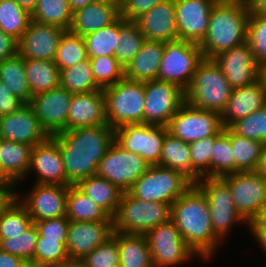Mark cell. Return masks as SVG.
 I'll use <instances>...</instances> for the list:
<instances>
[{
	"mask_svg": "<svg viewBox=\"0 0 266 267\" xmlns=\"http://www.w3.org/2000/svg\"><path fill=\"white\" fill-rule=\"evenodd\" d=\"M0 81L14 96L25 104L30 103L32 94L25 73V59L22 56L16 54L0 62Z\"/></svg>",
	"mask_w": 266,
	"mask_h": 267,
	"instance_id": "35",
	"label": "cell"
},
{
	"mask_svg": "<svg viewBox=\"0 0 266 267\" xmlns=\"http://www.w3.org/2000/svg\"><path fill=\"white\" fill-rule=\"evenodd\" d=\"M18 54V40L0 30V62Z\"/></svg>",
	"mask_w": 266,
	"mask_h": 267,
	"instance_id": "55",
	"label": "cell"
},
{
	"mask_svg": "<svg viewBox=\"0 0 266 267\" xmlns=\"http://www.w3.org/2000/svg\"><path fill=\"white\" fill-rule=\"evenodd\" d=\"M255 221L261 226L266 228V205L263 207L262 211L259 213V216Z\"/></svg>",
	"mask_w": 266,
	"mask_h": 267,
	"instance_id": "63",
	"label": "cell"
},
{
	"mask_svg": "<svg viewBox=\"0 0 266 267\" xmlns=\"http://www.w3.org/2000/svg\"><path fill=\"white\" fill-rule=\"evenodd\" d=\"M203 59L199 44L182 39L164 42L157 79L177 84L186 91Z\"/></svg>",
	"mask_w": 266,
	"mask_h": 267,
	"instance_id": "8",
	"label": "cell"
},
{
	"mask_svg": "<svg viewBox=\"0 0 266 267\" xmlns=\"http://www.w3.org/2000/svg\"><path fill=\"white\" fill-rule=\"evenodd\" d=\"M33 223L37 228L38 235L45 237V239L58 240V242L67 241V231L70 220L66 216Z\"/></svg>",
	"mask_w": 266,
	"mask_h": 267,
	"instance_id": "52",
	"label": "cell"
},
{
	"mask_svg": "<svg viewBox=\"0 0 266 267\" xmlns=\"http://www.w3.org/2000/svg\"><path fill=\"white\" fill-rule=\"evenodd\" d=\"M190 153L189 144L187 142L167 132L158 166L179 171L196 184L200 178L192 171Z\"/></svg>",
	"mask_w": 266,
	"mask_h": 267,
	"instance_id": "31",
	"label": "cell"
},
{
	"mask_svg": "<svg viewBox=\"0 0 266 267\" xmlns=\"http://www.w3.org/2000/svg\"><path fill=\"white\" fill-rule=\"evenodd\" d=\"M247 4L250 14L266 16V0H249Z\"/></svg>",
	"mask_w": 266,
	"mask_h": 267,
	"instance_id": "57",
	"label": "cell"
},
{
	"mask_svg": "<svg viewBox=\"0 0 266 267\" xmlns=\"http://www.w3.org/2000/svg\"><path fill=\"white\" fill-rule=\"evenodd\" d=\"M171 219V205L143 201L129 192H123L115 215L112 217L116 232L145 235L149 230Z\"/></svg>",
	"mask_w": 266,
	"mask_h": 267,
	"instance_id": "5",
	"label": "cell"
},
{
	"mask_svg": "<svg viewBox=\"0 0 266 267\" xmlns=\"http://www.w3.org/2000/svg\"><path fill=\"white\" fill-rule=\"evenodd\" d=\"M68 185L35 183L26 198L19 199V193L13 195L27 209L33 222L66 216Z\"/></svg>",
	"mask_w": 266,
	"mask_h": 267,
	"instance_id": "17",
	"label": "cell"
},
{
	"mask_svg": "<svg viewBox=\"0 0 266 267\" xmlns=\"http://www.w3.org/2000/svg\"><path fill=\"white\" fill-rule=\"evenodd\" d=\"M247 43L258 65L266 66V16L249 15Z\"/></svg>",
	"mask_w": 266,
	"mask_h": 267,
	"instance_id": "49",
	"label": "cell"
},
{
	"mask_svg": "<svg viewBox=\"0 0 266 267\" xmlns=\"http://www.w3.org/2000/svg\"><path fill=\"white\" fill-rule=\"evenodd\" d=\"M25 73L32 96L60 86V69L54 61L25 59Z\"/></svg>",
	"mask_w": 266,
	"mask_h": 267,
	"instance_id": "34",
	"label": "cell"
},
{
	"mask_svg": "<svg viewBox=\"0 0 266 267\" xmlns=\"http://www.w3.org/2000/svg\"><path fill=\"white\" fill-rule=\"evenodd\" d=\"M24 10L32 14L37 6L38 0H15Z\"/></svg>",
	"mask_w": 266,
	"mask_h": 267,
	"instance_id": "62",
	"label": "cell"
},
{
	"mask_svg": "<svg viewBox=\"0 0 266 267\" xmlns=\"http://www.w3.org/2000/svg\"><path fill=\"white\" fill-rule=\"evenodd\" d=\"M39 174L36 183L51 185H72L66 178L59 143L50 136L33 146L28 173Z\"/></svg>",
	"mask_w": 266,
	"mask_h": 267,
	"instance_id": "23",
	"label": "cell"
},
{
	"mask_svg": "<svg viewBox=\"0 0 266 267\" xmlns=\"http://www.w3.org/2000/svg\"><path fill=\"white\" fill-rule=\"evenodd\" d=\"M145 236L154 267H174L196 255L171 219L149 230Z\"/></svg>",
	"mask_w": 266,
	"mask_h": 267,
	"instance_id": "13",
	"label": "cell"
},
{
	"mask_svg": "<svg viewBox=\"0 0 266 267\" xmlns=\"http://www.w3.org/2000/svg\"><path fill=\"white\" fill-rule=\"evenodd\" d=\"M249 15L247 3L216 2L211 9L207 34L199 44L203 57L213 59L247 42Z\"/></svg>",
	"mask_w": 266,
	"mask_h": 267,
	"instance_id": "3",
	"label": "cell"
},
{
	"mask_svg": "<svg viewBox=\"0 0 266 267\" xmlns=\"http://www.w3.org/2000/svg\"><path fill=\"white\" fill-rule=\"evenodd\" d=\"M237 213L247 222L254 221L266 205V179L255 171L226 174Z\"/></svg>",
	"mask_w": 266,
	"mask_h": 267,
	"instance_id": "10",
	"label": "cell"
},
{
	"mask_svg": "<svg viewBox=\"0 0 266 267\" xmlns=\"http://www.w3.org/2000/svg\"><path fill=\"white\" fill-rule=\"evenodd\" d=\"M66 30L32 20L18 40V54L24 59L54 61L60 38Z\"/></svg>",
	"mask_w": 266,
	"mask_h": 267,
	"instance_id": "20",
	"label": "cell"
},
{
	"mask_svg": "<svg viewBox=\"0 0 266 267\" xmlns=\"http://www.w3.org/2000/svg\"><path fill=\"white\" fill-rule=\"evenodd\" d=\"M213 59L233 89L250 85L260 79L261 67L247 42L223 51Z\"/></svg>",
	"mask_w": 266,
	"mask_h": 267,
	"instance_id": "19",
	"label": "cell"
},
{
	"mask_svg": "<svg viewBox=\"0 0 266 267\" xmlns=\"http://www.w3.org/2000/svg\"><path fill=\"white\" fill-rule=\"evenodd\" d=\"M66 217L74 222H94L112 218L76 185H69Z\"/></svg>",
	"mask_w": 266,
	"mask_h": 267,
	"instance_id": "33",
	"label": "cell"
},
{
	"mask_svg": "<svg viewBox=\"0 0 266 267\" xmlns=\"http://www.w3.org/2000/svg\"><path fill=\"white\" fill-rule=\"evenodd\" d=\"M13 191L6 183L0 181V208L13 195Z\"/></svg>",
	"mask_w": 266,
	"mask_h": 267,
	"instance_id": "58",
	"label": "cell"
},
{
	"mask_svg": "<svg viewBox=\"0 0 266 267\" xmlns=\"http://www.w3.org/2000/svg\"><path fill=\"white\" fill-rule=\"evenodd\" d=\"M230 143L235 160V172L255 171L265 144L240 136L231 128Z\"/></svg>",
	"mask_w": 266,
	"mask_h": 267,
	"instance_id": "38",
	"label": "cell"
},
{
	"mask_svg": "<svg viewBox=\"0 0 266 267\" xmlns=\"http://www.w3.org/2000/svg\"><path fill=\"white\" fill-rule=\"evenodd\" d=\"M171 220L196 256L213 255L221 239L212 229L208 201L195 184L171 204Z\"/></svg>",
	"mask_w": 266,
	"mask_h": 267,
	"instance_id": "2",
	"label": "cell"
},
{
	"mask_svg": "<svg viewBox=\"0 0 266 267\" xmlns=\"http://www.w3.org/2000/svg\"><path fill=\"white\" fill-rule=\"evenodd\" d=\"M195 185L204 193L208 201L211 226L220 239L229 234L235 222L247 223L237 213L233 195L228 184L221 177H202Z\"/></svg>",
	"mask_w": 266,
	"mask_h": 267,
	"instance_id": "11",
	"label": "cell"
},
{
	"mask_svg": "<svg viewBox=\"0 0 266 267\" xmlns=\"http://www.w3.org/2000/svg\"><path fill=\"white\" fill-rule=\"evenodd\" d=\"M60 86L72 94L90 93L100 88L96 85L89 59L60 71Z\"/></svg>",
	"mask_w": 266,
	"mask_h": 267,
	"instance_id": "39",
	"label": "cell"
},
{
	"mask_svg": "<svg viewBox=\"0 0 266 267\" xmlns=\"http://www.w3.org/2000/svg\"><path fill=\"white\" fill-rule=\"evenodd\" d=\"M84 38L66 30L60 38L54 62L61 70L87 60Z\"/></svg>",
	"mask_w": 266,
	"mask_h": 267,
	"instance_id": "42",
	"label": "cell"
},
{
	"mask_svg": "<svg viewBox=\"0 0 266 267\" xmlns=\"http://www.w3.org/2000/svg\"><path fill=\"white\" fill-rule=\"evenodd\" d=\"M32 145L0 139L1 182L13 189L28 174Z\"/></svg>",
	"mask_w": 266,
	"mask_h": 267,
	"instance_id": "28",
	"label": "cell"
},
{
	"mask_svg": "<svg viewBox=\"0 0 266 267\" xmlns=\"http://www.w3.org/2000/svg\"><path fill=\"white\" fill-rule=\"evenodd\" d=\"M120 267H154L145 235L117 232Z\"/></svg>",
	"mask_w": 266,
	"mask_h": 267,
	"instance_id": "32",
	"label": "cell"
},
{
	"mask_svg": "<svg viewBox=\"0 0 266 267\" xmlns=\"http://www.w3.org/2000/svg\"><path fill=\"white\" fill-rule=\"evenodd\" d=\"M216 2H243L248 3L249 0H215Z\"/></svg>",
	"mask_w": 266,
	"mask_h": 267,
	"instance_id": "65",
	"label": "cell"
},
{
	"mask_svg": "<svg viewBox=\"0 0 266 267\" xmlns=\"http://www.w3.org/2000/svg\"><path fill=\"white\" fill-rule=\"evenodd\" d=\"M66 242L45 239L38 235L34 259L29 267H51L55 264L68 260Z\"/></svg>",
	"mask_w": 266,
	"mask_h": 267,
	"instance_id": "47",
	"label": "cell"
},
{
	"mask_svg": "<svg viewBox=\"0 0 266 267\" xmlns=\"http://www.w3.org/2000/svg\"><path fill=\"white\" fill-rule=\"evenodd\" d=\"M86 267H120L117 232L83 259Z\"/></svg>",
	"mask_w": 266,
	"mask_h": 267,
	"instance_id": "50",
	"label": "cell"
},
{
	"mask_svg": "<svg viewBox=\"0 0 266 267\" xmlns=\"http://www.w3.org/2000/svg\"><path fill=\"white\" fill-rule=\"evenodd\" d=\"M214 136L207 137L196 142L190 143V155L192 160V171L201 179L202 177H210V160L213 153Z\"/></svg>",
	"mask_w": 266,
	"mask_h": 267,
	"instance_id": "51",
	"label": "cell"
},
{
	"mask_svg": "<svg viewBox=\"0 0 266 267\" xmlns=\"http://www.w3.org/2000/svg\"><path fill=\"white\" fill-rule=\"evenodd\" d=\"M120 17V3L98 0L73 12L69 28L82 37L107 27Z\"/></svg>",
	"mask_w": 266,
	"mask_h": 267,
	"instance_id": "27",
	"label": "cell"
},
{
	"mask_svg": "<svg viewBox=\"0 0 266 267\" xmlns=\"http://www.w3.org/2000/svg\"><path fill=\"white\" fill-rule=\"evenodd\" d=\"M265 105L266 92L261 79L250 85L233 89L220 114L223 127H230L237 120L254 113Z\"/></svg>",
	"mask_w": 266,
	"mask_h": 267,
	"instance_id": "26",
	"label": "cell"
},
{
	"mask_svg": "<svg viewBox=\"0 0 266 267\" xmlns=\"http://www.w3.org/2000/svg\"><path fill=\"white\" fill-rule=\"evenodd\" d=\"M145 40L146 38L134 21H127L119 29V44L115 49L114 56L124 68L140 51Z\"/></svg>",
	"mask_w": 266,
	"mask_h": 267,
	"instance_id": "44",
	"label": "cell"
},
{
	"mask_svg": "<svg viewBox=\"0 0 266 267\" xmlns=\"http://www.w3.org/2000/svg\"><path fill=\"white\" fill-rule=\"evenodd\" d=\"M134 22L148 41L168 42L178 39L174 0L156 4Z\"/></svg>",
	"mask_w": 266,
	"mask_h": 267,
	"instance_id": "24",
	"label": "cell"
},
{
	"mask_svg": "<svg viewBox=\"0 0 266 267\" xmlns=\"http://www.w3.org/2000/svg\"><path fill=\"white\" fill-rule=\"evenodd\" d=\"M163 52L164 42L145 40L140 51L125 67V78L139 82L156 80Z\"/></svg>",
	"mask_w": 266,
	"mask_h": 267,
	"instance_id": "29",
	"label": "cell"
},
{
	"mask_svg": "<svg viewBox=\"0 0 266 267\" xmlns=\"http://www.w3.org/2000/svg\"><path fill=\"white\" fill-rule=\"evenodd\" d=\"M232 90L215 60L204 58L197 67L189 88L185 91V101L196 108L221 114Z\"/></svg>",
	"mask_w": 266,
	"mask_h": 267,
	"instance_id": "4",
	"label": "cell"
},
{
	"mask_svg": "<svg viewBox=\"0 0 266 267\" xmlns=\"http://www.w3.org/2000/svg\"><path fill=\"white\" fill-rule=\"evenodd\" d=\"M32 20L69 30L73 12L68 0H38Z\"/></svg>",
	"mask_w": 266,
	"mask_h": 267,
	"instance_id": "40",
	"label": "cell"
},
{
	"mask_svg": "<svg viewBox=\"0 0 266 267\" xmlns=\"http://www.w3.org/2000/svg\"><path fill=\"white\" fill-rule=\"evenodd\" d=\"M260 79L262 80V82L264 84L265 92H266V66H263L261 68Z\"/></svg>",
	"mask_w": 266,
	"mask_h": 267,
	"instance_id": "64",
	"label": "cell"
},
{
	"mask_svg": "<svg viewBox=\"0 0 266 267\" xmlns=\"http://www.w3.org/2000/svg\"><path fill=\"white\" fill-rule=\"evenodd\" d=\"M25 103L7 89L0 81V116L17 112Z\"/></svg>",
	"mask_w": 266,
	"mask_h": 267,
	"instance_id": "54",
	"label": "cell"
},
{
	"mask_svg": "<svg viewBox=\"0 0 266 267\" xmlns=\"http://www.w3.org/2000/svg\"><path fill=\"white\" fill-rule=\"evenodd\" d=\"M49 137L29 104L17 112L0 116V139L35 146Z\"/></svg>",
	"mask_w": 266,
	"mask_h": 267,
	"instance_id": "22",
	"label": "cell"
},
{
	"mask_svg": "<svg viewBox=\"0 0 266 267\" xmlns=\"http://www.w3.org/2000/svg\"><path fill=\"white\" fill-rule=\"evenodd\" d=\"M102 124H107L103 90L73 94L69 107L67 131Z\"/></svg>",
	"mask_w": 266,
	"mask_h": 267,
	"instance_id": "25",
	"label": "cell"
},
{
	"mask_svg": "<svg viewBox=\"0 0 266 267\" xmlns=\"http://www.w3.org/2000/svg\"><path fill=\"white\" fill-rule=\"evenodd\" d=\"M72 93L59 86L32 96L29 105L46 132L52 136L67 131V120Z\"/></svg>",
	"mask_w": 266,
	"mask_h": 267,
	"instance_id": "16",
	"label": "cell"
},
{
	"mask_svg": "<svg viewBox=\"0 0 266 267\" xmlns=\"http://www.w3.org/2000/svg\"><path fill=\"white\" fill-rule=\"evenodd\" d=\"M230 173H235V160L228 127L215 138L210 160V177H222Z\"/></svg>",
	"mask_w": 266,
	"mask_h": 267,
	"instance_id": "43",
	"label": "cell"
},
{
	"mask_svg": "<svg viewBox=\"0 0 266 267\" xmlns=\"http://www.w3.org/2000/svg\"><path fill=\"white\" fill-rule=\"evenodd\" d=\"M31 21L32 15L15 0H0V30L19 40Z\"/></svg>",
	"mask_w": 266,
	"mask_h": 267,
	"instance_id": "41",
	"label": "cell"
},
{
	"mask_svg": "<svg viewBox=\"0 0 266 267\" xmlns=\"http://www.w3.org/2000/svg\"><path fill=\"white\" fill-rule=\"evenodd\" d=\"M51 267H86L82 260L68 259Z\"/></svg>",
	"mask_w": 266,
	"mask_h": 267,
	"instance_id": "61",
	"label": "cell"
},
{
	"mask_svg": "<svg viewBox=\"0 0 266 267\" xmlns=\"http://www.w3.org/2000/svg\"><path fill=\"white\" fill-rule=\"evenodd\" d=\"M144 124L168 126L185 102V91L177 84L161 80L144 82Z\"/></svg>",
	"mask_w": 266,
	"mask_h": 267,
	"instance_id": "15",
	"label": "cell"
},
{
	"mask_svg": "<svg viewBox=\"0 0 266 267\" xmlns=\"http://www.w3.org/2000/svg\"><path fill=\"white\" fill-rule=\"evenodd\" d=\"M230 128L238 135L266 143V105L233 123Z\"/></svg>",
	"mask_w": 266,
	"mask_h": 267,
	"instance_id": "48",
	"label": "cell"
},
{
	"mask_svg": "<svg viewBox=\"0 0 266 267\" xmlns=\"http://www.w3.org/2000/svg\"><path fill=\"white\" fill-rule=\"evenodd\" d=\"M194 183L183 173L174 169L150 166L128 191L143 200L172 204Z\"/></svg>",
	"mask_w": 266,
	"mask_h": 267,
	"instance_id": "7",
	"label": "cell"
},
{
	"mask_svg": "<svg viewBox=\"0 0 266 267\" xmlns=\"http://www.w3.org/2000/svg\"><path fill=\"white\" fill-rule=\"evenodd\" d=\"M32 224L27 209L14 195L0 208V239L19 235Z\"/></svg>",
	"mask_w": 266,
	"mask_h": 267,
	"instance_id": "36",
	"label": "cell"
},
{
	"mask_svg": "<svg viewBox=\"0 0 266 267\" xmlns=\"http://www.w3.org/2000/svg\"><path fill=\"white\" fill-rule=\"evenodd\" d=\"M72 12H75L81 8H84L88 4L96 2L98 0H68Z\"/></svg>",
	"mask_w": 266,
	"mask_h": 267,
	"instance_id": "60",
	"label": "cell"
},
{
	"mask_svg": "<svg viewBox=\"0 0 266 267\" xmlns=\"http://www.w3.org/2000/svg\"><path fill=\"white\" fill-rule=\"evenodd\" d=\"M165 0H121L120 16L127 21H135L156 4Z\"/></svg>",
	"mask_w": 266,
	"mask_h": 267,
	"instance_id": "53",
	"label": "cell"
},
{
	"mask_svg": "<svg viewBox=\"0 0 266 267\" xmlns=\"http://www.w3.org/2000/svg\"><path fill=\"white\" fill-rule=\"evenodd\" d=\"M104 1H109V2H112V3H121V0H104Z\"/></svg>",
	"mask_w": 266,
	"mask_h": 267,
	"instance_id": "66",
	"label": "cell"
},
{
	"mask_svg": "<svg viewBox=\"0 0 266 267\" xmlns=\"http://www.w3.org/2000/svg\"><path fill=\"white\" fill-rule=\"evenodd\" d=\"M38 231L33 223L24 232L8 239H0V249L8 254L22 258L28 264L34 259Z\"/></svg>",
	"mask_w": 266,
	"mask_h": 267,
	"instance_id": "45",
	"label": "cell"
},
{
	"mask_svg": "<svg viewBox=\"0 0 266 267\" xmlns=\"http://www.w3.org/2000/svg\"><path fill=\"white\" fill-rule=\"evenodd\" d=\"M91 62L96 85L104 89L125 77V68L115 56L88 57Z\"/></svg>",
	"mask_w": 266,
	"mask_h": 267,
	"instance_id": "46",
	"label": "cell"
},
{
	"mask_svg": "<svg viewBox=\"0 0 266 267\" xmlns=\"http://www.w3.org/2000/svg\"><path fill=\"white\" fill-rule=\"evenodd\" d=\"M127 22L119 17L111 25L84 36L88 57L114 56L119 44V29Z\"/></svg>",
	"mask_w": 266,
	"mask_h": 267,
	"instance_id": "37",
	"label": "cell"
},
{
	"mask_svg": "<svg viewBox=\"0 0 266 267\" xmlns=\"http://www.w3.org/2000/svg\"><path fill=\"white\" fill-rule=\"evenodd\" d=\"M112 220L94 222L70 221L65 244L69 259L82 260L100 244L113 236Z\"/></svg>",
	"mask_w": 266,
	"mask_h": 267,
	"instance_id": "21",
	"label": "cell"
},
{
	"mask_svg": "<svg viewBox=\"0 0 266 267\" xmlns=\"http://www.w3.org/2000/svg\"><path fill=\"white\" fill-rule=\"evenodd\" d=\"M149 167L141 156L123 149L114 141L99 162L96 175L107 179L123 192H128Z\"/></svg>",
	"mask_w": 266,
	"mask_h": 267,
	"instance_id": "14",
	"label": "cell"
},
{
	"mask_svg": "<svg viewBox=\"0 0 266 267\" xmlns=\"http://www.w3.org/2000/svg\"><path fill=\"white\" fill-rule=\"evenodd\" d=\"M168 128L162 125L126 124L114 129V141L141 156L149 166L159 165Z\"/></svg>",
	"mask_w": 266,
	"mask_h": 267,
	"instance_id": "9",
	"label": "cell"
},
{
	"mask_svg": "<svg viewBox=\"0 0 266 267\" xmlns=\"http://www.w3.org/2000/svg\"><path fill=\"white\" fill-rule=\"evenodd\" d=\"M167 128L169 133L188 144L224 130L219 113L196 108L186 101L171 118Z\"/></svg>",
	"mask_w": 266,
	"mask_h": 267,
	"instance_id": "12",
	"label": "cell"
},
{
	"mask_svg": "<svg viewBox=\"0 0 266 267\" xmlns=\"http://www.w3.org/2000/svg\"><path fill=\"white\" fill-rule=\"evenodd\" d=\"M215 0H174L178 39L200 44L208 31Z\"/></svg>",
	"mask_w": 266,
	"mask_h": 267,
	"instance_id": "18",
	"label": "cell"
},
{
	"mask_svg": "<svg viewBox=\"0 0 266 267\" xmlns=\"http://www.w3.org/2000/svg\"><path fill=\"white\" fill-rule=\"evenodd\" d=\"M103 90L107 124L113 129L144 123V82L123 78Z\"/></svg>",
	"mask_w": 266,
	"mask_h": 267,
	"instance_id": "6",
	"label": "cell"
},
{
	"mask_svg": "<svg viewBox=\"0 0 266 267\" xmlns=\"http://www.w3.org/2000/svg\"><path fill=\"white\" fill-rule=\"evenodd\" d=\"M0 267H29L22 258L3 252L0 249Z\"/></svg>",
	"mask_w": 266,
	"mask_h": 267,
	"instance_id": "56",
	"label": "cell"
},
{
	"mask_svg": "<svg viewBox=\"0 0 266 267\" xmlns=\"http://www.w3.org/2000/svg\"><path fill=\"white\" fill-rule=\"evenodd\" d=\"M52 137L59 143L67 180L76 185L96 175L99 162L114 142V129L108 124L61 131Z\"/></svg>",
	"mask_w": 266,
	"mask_h": 267,
	"instance_id": "1",
	"label": "cell"
},
{
	"mask_svg": "<svg viewBox=\"0 0 266 267\" xmlns=\"http://www.w3.org/2000/svg\"><path fill=\"white\" fill-rule=\"evenodd\" d=\"M76 186L98 204L111 218L115 215L123 191L97 175L80 180Z\"/></svg>",
	"mask_w": 266,
	"mask_h": 267,
	"instance_id": "30",
	"label": "cell"
},
{
	"mask_svg": "<svg viewBox=\"0 0 266 267\" xmlns=\"http://www.w3.org/2000/svg\"><path fill=\"white\" fill-rule=\"evenodd\" d=\"M255 172L259 174L261 177H263L264 179H266V143L262 150V155L259 158V162H258L257 168L255 169Z\"/></svg>",
	"mask_w": 266,
	"mask_h": 267,
	"instance_id": "59",
	"label": "cell"
}]
</instances>
